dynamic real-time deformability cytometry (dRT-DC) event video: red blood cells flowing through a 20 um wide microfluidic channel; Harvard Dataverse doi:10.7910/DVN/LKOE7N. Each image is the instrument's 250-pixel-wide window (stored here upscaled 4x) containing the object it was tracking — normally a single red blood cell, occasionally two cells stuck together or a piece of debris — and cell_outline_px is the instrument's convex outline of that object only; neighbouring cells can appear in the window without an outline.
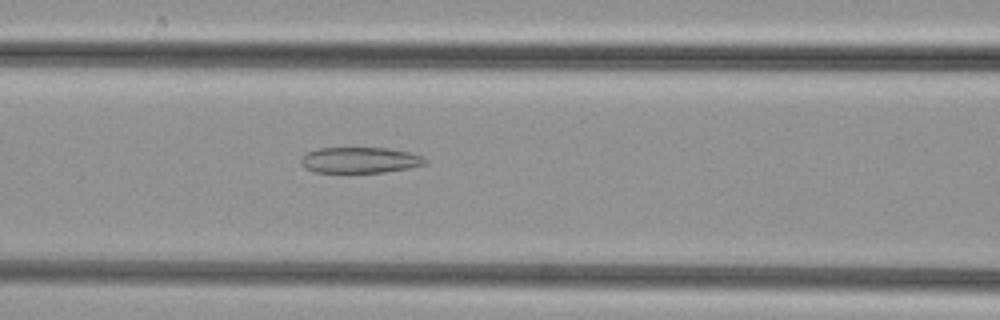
{"species": "common noctule bat (a hibernating species)", "species_latin": "Nyctalus noctula", "temperature_condition": "cold", "stored_images_in_passage": 44, "camera_frame_rate_fps": 3000, "um_per_image_px": 0.085, "animal": {"sex": "female", "body_mass_g": 29.2, "forearm_length_mm": 56.3}, "frame": {"image": 1, "passage_image": 15, "time_ms": 4.667, "image_size_px": [1000, 320], "cell_outline_px": [[428, 164], [408, 168], [384, 172], [316, 172], [304, 168], [300, 164], [300, 160], [308, 152], [320, 148], [388, 148], [408, 152], [424, 156], [428, 160]], "centroid_in_image_um": [30.63, 13.61], "position_along_channel_um": 136.0, "area_um2": 18.73}}
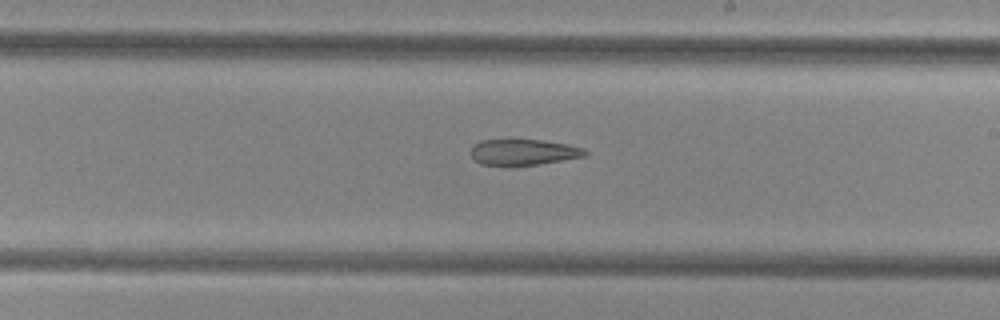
{"frame": {"image": 2, "passage_image": 23, "time_ms": 7.333, "image_size_px": [1000, 320], "cell_outline_px": [[588, 152], [584, 156], [536, 164], [508, 168], [504, 168], [480, 164], [468, 152], [472, 144], [480, 140], [544, 140], [568, 144], [584, 148]], "centroid_in_image_um": [44.39, 12.96], "position_along_channel_um": 244.6, "area_um2": 17.8}}
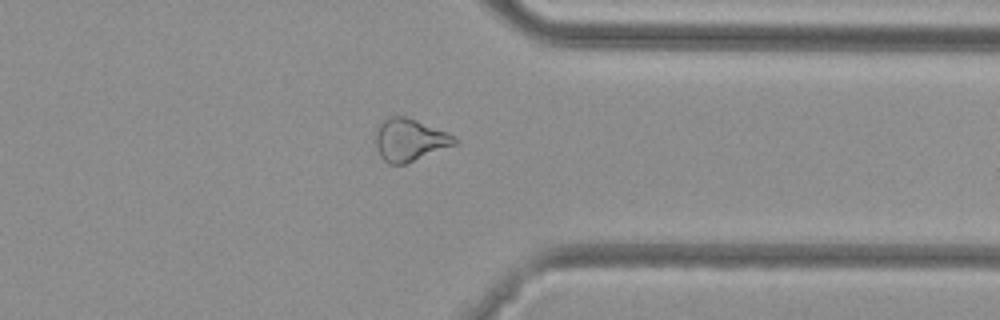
{"frame": {"image": 3, "passage_image": 33, "time_ms": 10.667, "image_size_px": [1000, 320], "cell_outline_px": [[460, 140], [456, 144], [404, 164], [388, 164], [380, 156], [376, 148], [376, 128], [388, 116], [404, 116], [416, 120], [448, 132]], "centroid_in_image_um": [34.82, 11.88], "position_along_channel_um": 376.6, "area_um2": 19.42}}